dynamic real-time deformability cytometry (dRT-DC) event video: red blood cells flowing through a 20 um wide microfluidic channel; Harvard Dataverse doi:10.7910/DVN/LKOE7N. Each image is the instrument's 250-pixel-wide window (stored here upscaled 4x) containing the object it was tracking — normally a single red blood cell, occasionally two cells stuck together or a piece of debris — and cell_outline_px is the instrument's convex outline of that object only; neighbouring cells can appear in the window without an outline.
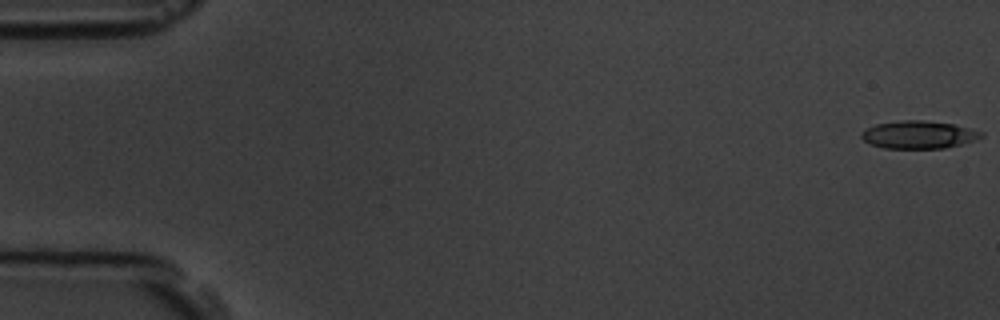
{"species": "common noctule bat (a hibernating species)", "species_latin": "Nyctalus noctula", "temperature_condition": "room temperature", "stored_images_in_passage": 6, "camera_frame_rate_fps": 3000, "um_per_image_px": 0.085, "animal": {"sex": "male", "body_mass_g": 19.5, "forearm_length_mm": 54.6}, "frame": {"image": 1, "passage_image": 1, "time_ms": 0.0, "image_size_px": [1000, 320], "cell_outline_px": [[984, 136], [976, 140], [944, 148], [884, 148], [872, 144], [864, 140], [860, 136], [860, 132], [876, 124], [900, 120], [924, 120], [952, 124], [984, 132]], "centroid_in_image_um": [78.09, 11.44], "position_along_channel_um": 6.9, "area_um2": 19.25}}
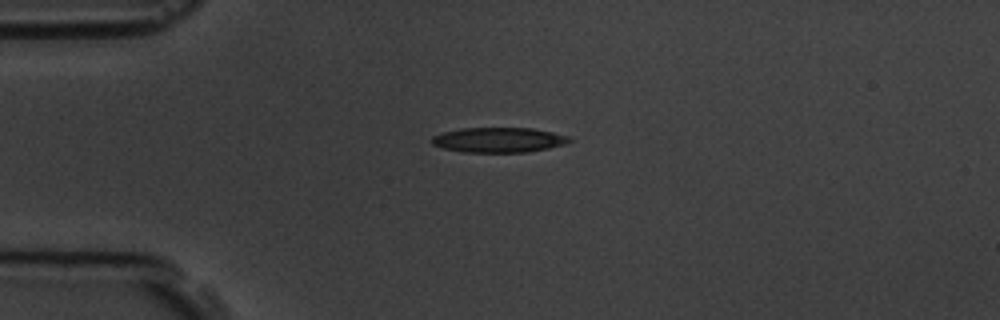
{"frame": {"image": 2, "passage_image": 5, "time_ms": 4.333, "image_size_px": [1000, 320], "cell_outline_px": [[572, 140], [568, 144], [528, 152], [464, 152], [444, 148], [432, 144], [432, 136], [444, 132], [460, 128], [532, 128], [552, 132], [568, 136]], "centroid_in_image_um": [42.42, 11.89], "position_along_channel_um": 42.6, "area_um2": 20.0}}